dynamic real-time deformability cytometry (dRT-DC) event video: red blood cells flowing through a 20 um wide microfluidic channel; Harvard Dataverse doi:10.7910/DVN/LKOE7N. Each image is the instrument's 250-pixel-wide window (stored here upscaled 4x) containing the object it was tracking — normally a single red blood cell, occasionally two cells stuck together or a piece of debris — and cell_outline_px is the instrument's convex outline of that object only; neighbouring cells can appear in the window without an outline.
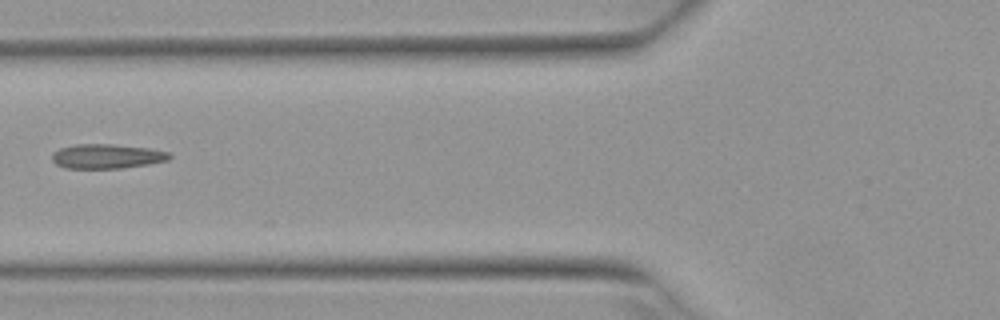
{"species": "Egyptian fruit bat (a non-hibernating species)", "species_latin": "Rousettus aegyptiacus", "temperature_condition": "warm", "stored_images_in_passage": 7, "camera_frame_rate_fps": 3000, "um_per_image_px": 0.085, "animal": {"sex": "female"}, "frame": {"image": 1, "passage_image": 5, "time_ms": 1.333, "image_size_px": [1000, 320], "cell_outline_px": [[172, 156], [168, 160], [148, 164], [120, 168], [64, 168], [56, 164], [52, 160], [52, 152], [60, 148], [76, 144], [112, 144], [148, 148], [172, 152]], "centroid_in_image_um": [9.09, 13.28], "position_along_channel_um": 116.7, "area_um2": 16.82}}
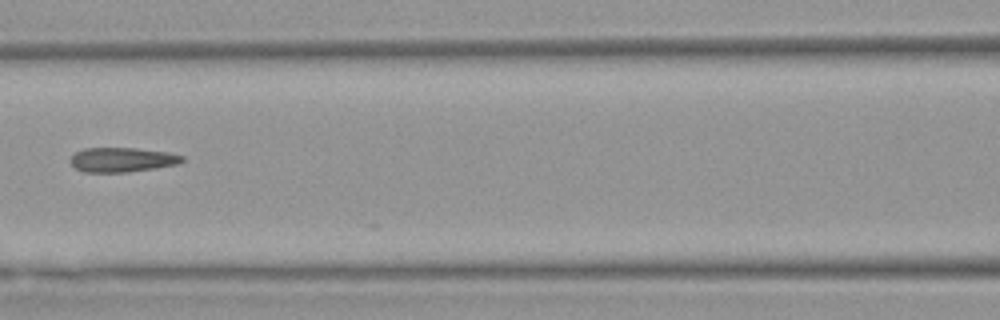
{"frame": {"image": 2, "passage_image": 6, "time_ms": 1.667, "image_size_px": [1000, 320], "cell_outline_px": [[184, 160], [176, 164], [156, 168], [128, 172], [84, 172], [76, 168], [68, 160], [76, 152], [84, 148], [136, 148], [168, 152], [184, 156]], "centroid_in_image_um": [10.37, 13.57], "position_along_channel_um": 156.2, "area_um2": 15.95}}